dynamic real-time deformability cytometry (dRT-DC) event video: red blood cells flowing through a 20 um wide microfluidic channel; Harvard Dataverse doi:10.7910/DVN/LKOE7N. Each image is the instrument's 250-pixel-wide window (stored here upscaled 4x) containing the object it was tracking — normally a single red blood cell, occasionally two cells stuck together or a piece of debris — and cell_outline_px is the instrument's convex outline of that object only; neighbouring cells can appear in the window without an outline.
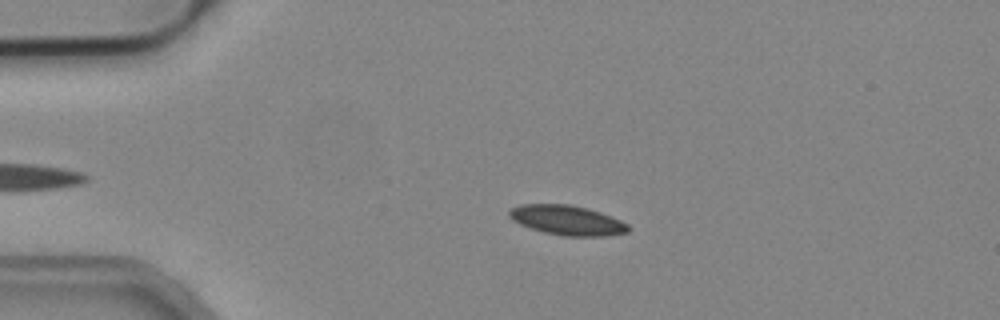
{"species": "common noctule bat (a hibernating species)", "species_latin": "Nyctalus noctula", "temperature_condition": "cold", "stored_images_in_passage": 46, "camera_frame_rate_fps": 3000, "um_per_image_px": 0.085, "animal": {"sex": "male", "body_mass_g": 19.2, "forearm_length_mm": 51.8}, "frame": {"image": 1, "passage_image": 11, "time_ms": 3.333, "image_size_px": [1000, 320], "cell_outline_px": [[632, 228], [628, 232], [608, 236], [564, 236], [544, 232], [520, 224], [512, 220], [508, 216], [508, 212], [512, 208], [520, 204], [568, 204], [588, 208], [600, 212], [620, 220], [628, 224]], "centroid_in_image_um": [48.23, 18.72], "position_along_channel_um": 36.8, "area_um2": 20.69}}
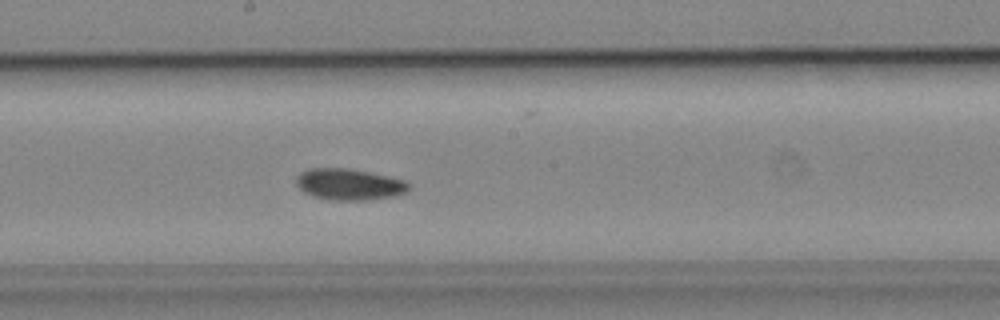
{"frame": {"image": 2, "passage_image": 28, "time_ms": 9.0, "image_size_px": [1000, 320], "cell_outline_px": [[412, 188], [408, 192], [392, 196], [368, 200], [328, 200], [312, 196], [304, 192], [296, 184], [296, 176], [300, 172], [308, 168], [348, 168], [388, 176], [404, 180], [412, 184]], "centroid_in_image_um": [29.69, 15.67], "position_along_channel_um": 218.5, "area_um2": 20.81}}
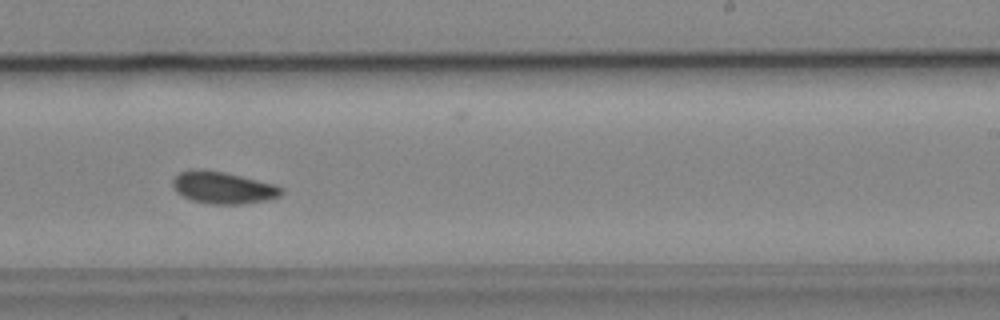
{"frame": {"image": 3, "passage_image": 32, "time_ms": 10.333, "image_size_px": [1000, 320], "cell_outline_px": [[284, 192], [280, 196], [264, 200], [240, 204], [208, 204], [192, 200], [176, 192], [172, 184], [172, 180], [180, 172], [192, 168], [200, 168], [224, 172], [276, 184], [284, 188]], "centroid_in_image_um": [18.95, 15.94], "position_along_channel_um": 270.0, "area_um2": 20.4}}